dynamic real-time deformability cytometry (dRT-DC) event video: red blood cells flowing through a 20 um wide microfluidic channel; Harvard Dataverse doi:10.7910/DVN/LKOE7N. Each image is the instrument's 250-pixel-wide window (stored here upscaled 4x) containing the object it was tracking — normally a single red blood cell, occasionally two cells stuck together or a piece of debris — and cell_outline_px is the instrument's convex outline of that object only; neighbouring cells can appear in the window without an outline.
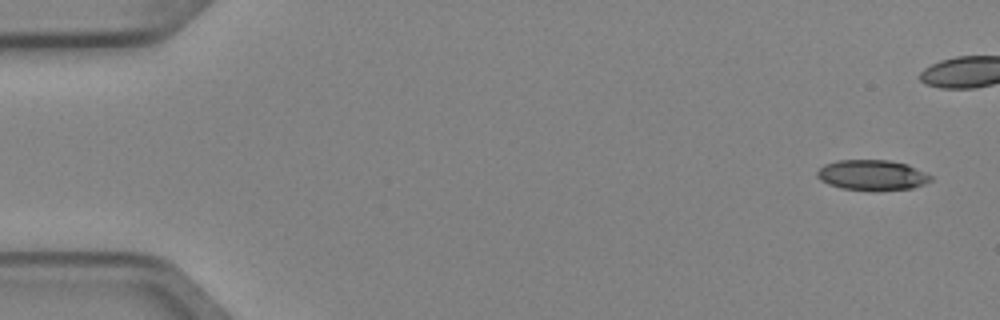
{"species": "Egyptian fruit bat (a non-hibernating species)", "species_latin": "Rousettus aegyptiacus", "temperature_condition": "cold", "stored_images_in_passage": 5, "camera_frame_rate_fps": 3000, "um_per_image_px": 0.085, "animal": {"sex": "female"}, "frame": {"image": 1, "passage_image": 1, "time_ms": 0.0, "image_size_px": [1000, 320], "cell_outline_px": [[932, 180], [924, 184], [912, 188], [880, 192], [872, 192], [840, 188], [828, 184], [820, 180], [816, 176], [816, 172], [824, 164], [836, 160], [888, 160], [908, 164], [932, 176]], "centroid_in_image_um": [74.12, 14.91], "position_along_channel_um": 10.9, "area_um2": 20.63}}